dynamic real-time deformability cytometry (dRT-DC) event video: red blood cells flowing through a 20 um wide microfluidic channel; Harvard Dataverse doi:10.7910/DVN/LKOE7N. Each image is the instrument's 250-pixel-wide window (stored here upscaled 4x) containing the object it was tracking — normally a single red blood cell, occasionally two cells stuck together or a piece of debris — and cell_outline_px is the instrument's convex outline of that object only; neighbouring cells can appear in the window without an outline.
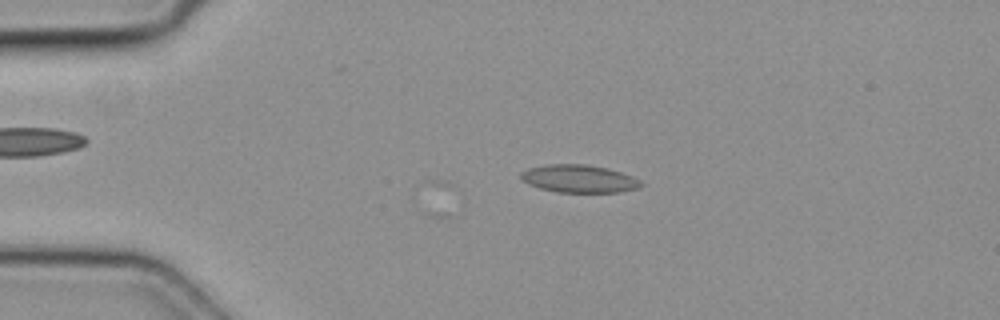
{"species": "common noctule bat (a hibernating species)", "species_latin": "Nyctalus noctula", "temperature_condition": "cold", "stored_images_in_passage": 4, "camera_frame_rate_fps": 3000, "um_per_image_px": 0.085, "animal": {"sex": "female", "body_mass_g": 19.3, "forearm_length_mm": 54.1}, "frame": {"image": 1, "passage_image": 2, "time_ms": 0.333, "image_size_px": [1000, 320], "cell_outline_px": [[644, 184], [636, 188], [620, 192], [556, 192], [540, 188], [528, 184], [520, 176], [520, 172], [528, 168], [548, 164], [588, 164], [620, 172], [632, 176], [640, 180]], "centroid_in_image_um": [49.2, 15.19], "position_along_channel_um": 35.8, "area_um2": 19.31}}
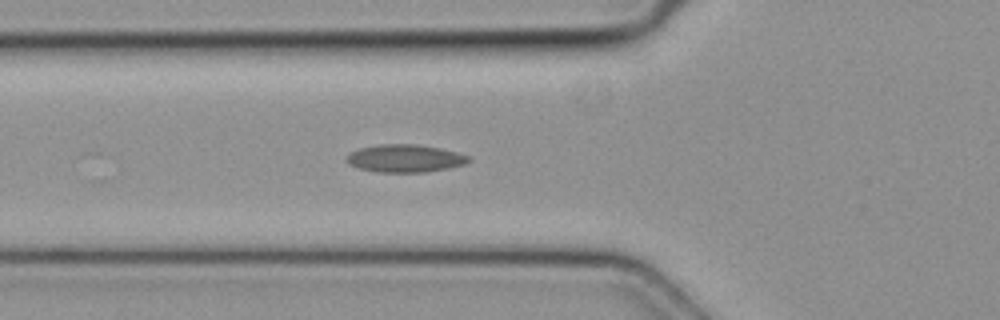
{"frame": {"image": 2, "passage_image": 4, "time_ms": 1.0, "image_size_px": [1000, 320], "cell_outline_px": [[472, 160], [464, 164], [448, 168], [424, 172], [376, 172], [360, 168], [348, 164], [348, 156], [352, 152], [360, 148], [380, 144], [416, 144], [440, 148], [456, 152], [468, 156]], "centroid_in_image_um": [34.45, 13.46], "position_along_channel_um": 91.4, "area_um2": 19.48}}